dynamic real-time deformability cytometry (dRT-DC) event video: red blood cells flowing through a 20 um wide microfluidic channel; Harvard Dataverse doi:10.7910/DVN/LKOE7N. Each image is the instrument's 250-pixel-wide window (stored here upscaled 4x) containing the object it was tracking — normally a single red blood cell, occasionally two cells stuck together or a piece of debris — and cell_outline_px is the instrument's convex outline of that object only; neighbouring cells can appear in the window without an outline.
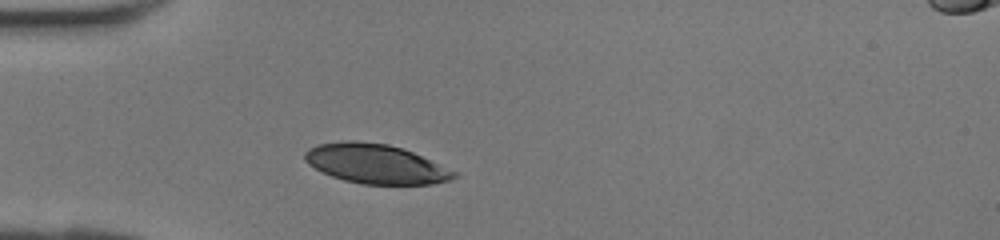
{"species": "human", "species_latin": "Homo sapiens", "temperature_condition": "room temperature", "stored_images_in_passage": 23, "camera_frame_rate_fps": 3000, "um_per_image_px": 0.085, "donor": {"sex": "female"}, "frame": {"image": 1, "passage_image": 1, "time_ms": 0.0, "image_size_px": [1000, 240], "cell_outline_px": [[460, 172], [456, 176], [448, 180], [432, 184], [360, 184], [344, 180], [332, 176], [308, 164], [304, 160], [304, 152], [308, 148], [316, 144], [344, 140], [356, 140], [388, 144], [404, 148]], "centroid_in_image_um": [31.94, 13.91], "position_along_channel_um": 53.1, "area_um2": 34.62}}
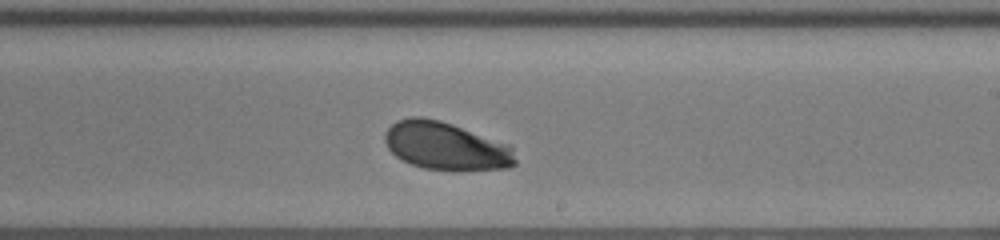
{"frame": {"image": 2, "passage_image": 14, "time_ms": 4.333, "image_size_px": [1000, 240], "cell_outline_px": [[516, 164], [508, 168], [464, 172], [452, 172], [424, 168], [412, 164], [396, 156], [388, 148], [384, 140], [384, 132], [396, 120], [412, 116], [420, 116], [440, 120], [512, 144], [516, 160]], "centroid_in_image_um": [37.95, 12.44], "position_along_channel_um": 251.0, "area_um2": 37.4}}
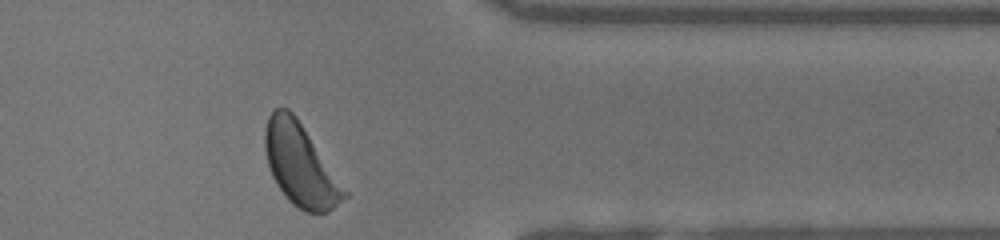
{"frame": {"image": 3, "passage_image": 23, "time_ms": 7.333, "image_size_px": [1000, 240], "cell_outline_px": [[348, 196], [328, 212], [304, 212], [292, 204], [288, 200], [276, 184], [272, 176], [268, 164], [264, 148], [264, 132], [268, 116], [276, 108], [288, 108], [296, 116], [348, 192]], "centroid_in_image_um": [25.51, 14.02], "position_along_channel_um": 385.9, "area_um2": 37.63}}